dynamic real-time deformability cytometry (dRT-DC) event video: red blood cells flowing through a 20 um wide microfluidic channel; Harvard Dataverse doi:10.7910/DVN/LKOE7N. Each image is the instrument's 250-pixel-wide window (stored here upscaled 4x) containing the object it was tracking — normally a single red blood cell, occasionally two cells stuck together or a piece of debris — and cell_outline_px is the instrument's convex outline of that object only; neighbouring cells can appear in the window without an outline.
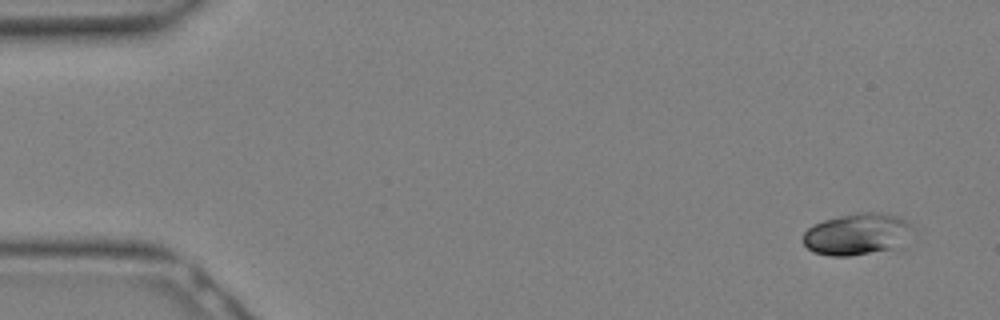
{"species": "Egyptian fruit bat (a non-hibernating species)", "species_latin": "Rousettus aegyptiacus", "temperature_condition": "warm", "stored_images_in_passage": 7, "camera_frame_rate_fps": 3000, "um_per_image_px": 0.085, "animal": {"sex": "female"}, "frame": {"image": 1, "passage_image": 1, "time_ms": 0.0, "image_size_px": [1000, 320], "cell_outline_px": [[916, 228], [892, 248], [848, 256], [828, 256], [812, 252], [804, 244], [804, 232], [812, 224], [824, 220], [856, 212], [872, 212], [896, 216], [904, 220]], "centroid_in_image_um": [72.77, 19.89], "position_along_channel_um": 12.2, "area_um2": 26.07}}
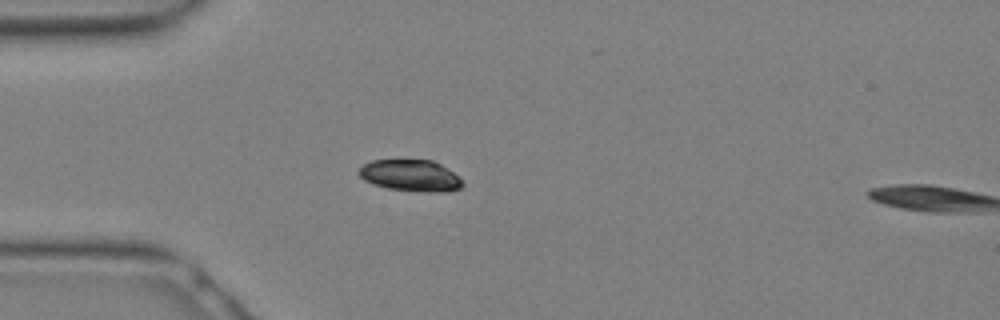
{"frame": {"image": 2, "passage_image": 6, "time_ms": 1.667, "image_size_px": [1000, 320], "cell_outline_px": [[464, 184], [460, 188], [448, 192], [424, 192], [384, 188], [372, 184], [364, 180], [356, 172], [364, 164], [372, 160], [432, 160], [440, 164], [452, 172]], "centroid_in_image_um": [34.86, 14.93], "position_along_channel_um": 50.1, "area_um2": 19.07}}